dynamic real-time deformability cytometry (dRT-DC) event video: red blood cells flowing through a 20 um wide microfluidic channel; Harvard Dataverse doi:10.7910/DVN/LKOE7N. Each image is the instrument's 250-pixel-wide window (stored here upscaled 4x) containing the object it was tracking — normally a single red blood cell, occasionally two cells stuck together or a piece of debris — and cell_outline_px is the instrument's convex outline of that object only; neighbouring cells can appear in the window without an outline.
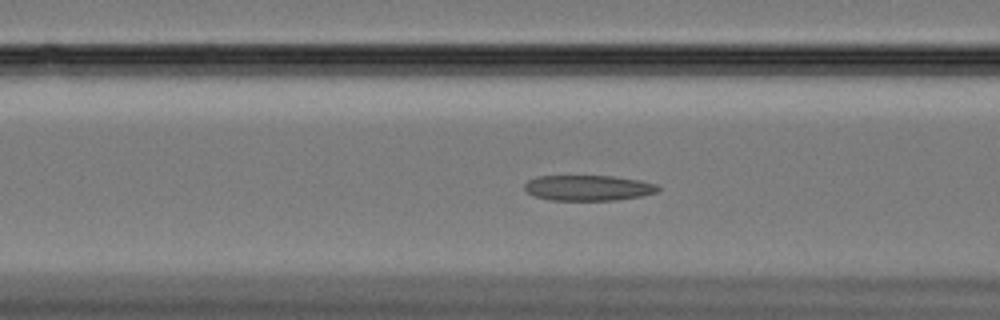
{"species": "Egyptian fruit bat (a non-hibernating species)", "species_latin": "Rousettus aegyptiacus", "temperature_condition": "cold", "stored_images_in_passage": 56, "camera_frame_rate_fps": 3000, "um_per_image_px": 0.085, "animal": {"sex": "female"}, "frame": {"image": 1, "passage_image": 19, "time_ms": 6.0, "image_size_px": [1000, 320], "cell_outline_px": [[656, 188], [652, 192], [632, 196], [604, 200], [560, 200], [540, 196], [528, 192], [528, 184], [532, 180], [544, 176], [604, 176], [628, 180], [648, 184]], "centroid_in_image_um": [49.86, 15.97], "position_along_channel_um": 116.7, "area_um2": 17.69}}
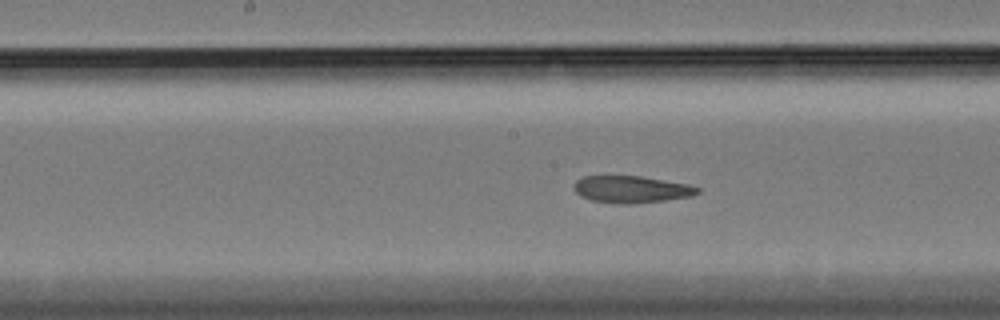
{"frame": {"image": 2, "passage_image": 26, "time_ms": 8.333, "image_size_px": [1000, 320], "cell_outline_px": [[696, 192], [684, 196], [656, 200], [596, 200], [584, 196], [576, 188], [576, 184], [580, 180], [588, 176], [636, 176], [680, 184], [696, 188]], "centroid_in_image_um": [53.59, 16.02], "position_along_channel_um": 194.6, "area_um2": 16.53}}
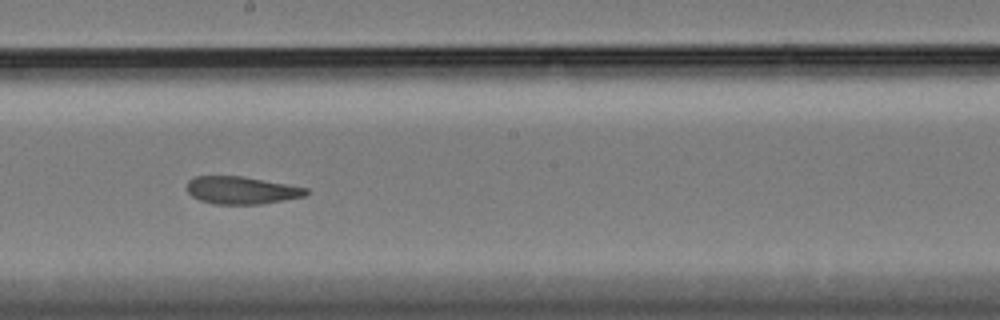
{"frame": {"image": 3, "passage_image": 29, "time_ms": 9.333, "image_size_px": [1000, 320], "cell_outline_px": [[308, 192], [300, 196], [276, 200], [248, 204], [228, 204], [204, 200], [196, 196], [188, 188], [188, 184], [192, 180], [200, 176], [236, 176], [304, 188]], "centroid_in_image_um": [20.49, 16.15], "position_along_channel_um": 227.7, "area_um2": 17.22}}